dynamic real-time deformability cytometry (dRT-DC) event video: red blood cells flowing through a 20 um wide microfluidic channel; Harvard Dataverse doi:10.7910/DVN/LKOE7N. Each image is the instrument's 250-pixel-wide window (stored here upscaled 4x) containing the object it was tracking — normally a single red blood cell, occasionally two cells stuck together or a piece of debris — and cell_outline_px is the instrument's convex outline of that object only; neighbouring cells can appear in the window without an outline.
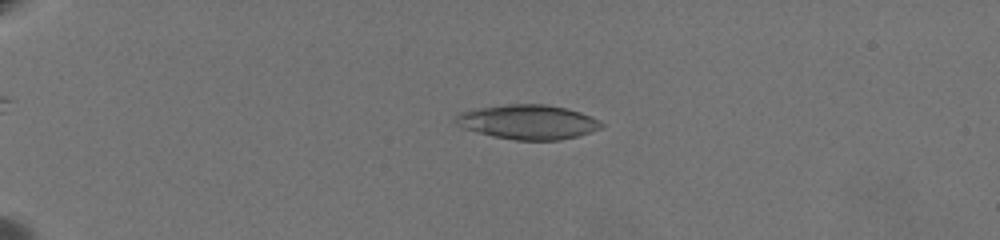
{"species": "common noctule bat (a hibernating species)", "species_latin": "Nyctalus noctula", "temperature_condition": "warm", "stored_images_in_passage": 69, "segment_of_instrument_passage": [1, 2], "camera_frame_rate_fps": 3000, "um_per_image_px": 0.085, "animal": {"sex": "female", "body_mass_g": 19.5, "forearm_length_mm": 54.1}, "frame": {"image": 1, "passage_image": 19, "time_ms": 6.0, "image_size_px": [1000, 240], "cell_outline_px": [[604, 124], [600, 128], [576, 136], [560, 140], [516, 140], [492, 136], [464, 128], [456, 124], [456, 116], [460, 112], [480, 108], [508, 104], [544, 104], [564, 108], [580, 112]], "centroid_in_image_um": [44.85, 10.37], "position_along_channel_um": 40.2, "area_um2": 28.73}}
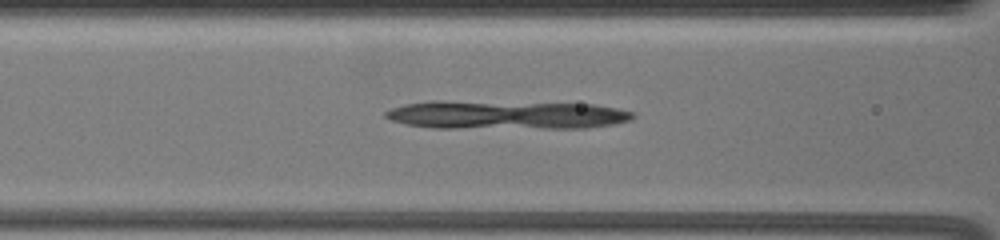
{"frame": {"image": 2, "passage_image": 33, "time_ms": 10.667, "image_size_px": [1000, 240], "cell_outline_px": [[636, 116], [632, 120], [612, 124], [584, 128], [432, 128], [408, 124], [392, 120], [384, 116], [384, 112], [392, 108], [408, 104], [432, 100], [440, 100], [592, 104], [616, 108], [632, 112]], "centroid_in_image_um": [43.02, 9.76], "position_along_channel_um": 123.6, "area_um2": 41.38}}
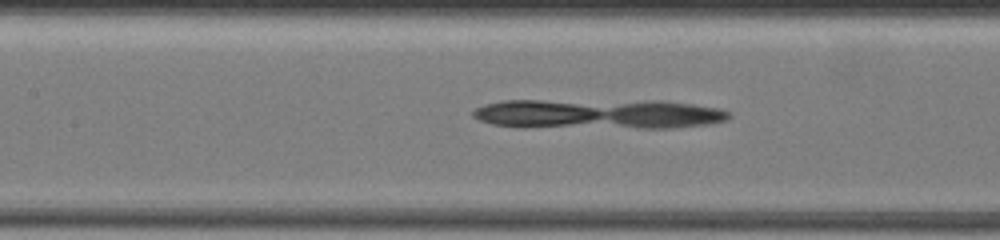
{"frame": {"image": 3, "passage_image": 36, "time_ms": 11.667, "image_size_px": [1000, 240], "cell_outline_px": [[732, 116], [724, 120], [708, 124], [676, 128], [516, 128], [492, 124], [480, 120], [472, 116], [472, 112], [476, 108], [488, 104], [504, 100], [540, 100], [692, 104], [716, 108], [728, 112]], "centroid_in_image_um": [50.68, 9.74], "position_along_channel_um": 156.7, "area_um2": 43.87}}